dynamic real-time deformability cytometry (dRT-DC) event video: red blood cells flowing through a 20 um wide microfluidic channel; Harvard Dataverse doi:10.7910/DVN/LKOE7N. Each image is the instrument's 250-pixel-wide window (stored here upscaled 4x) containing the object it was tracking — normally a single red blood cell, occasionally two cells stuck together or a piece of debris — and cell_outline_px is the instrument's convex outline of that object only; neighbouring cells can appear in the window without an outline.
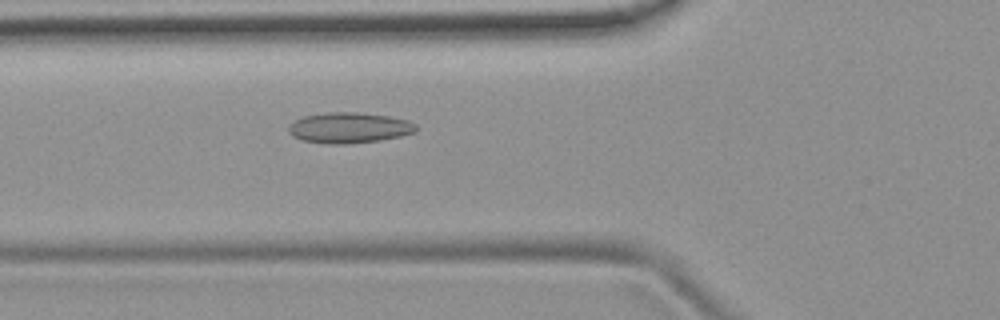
{"species": "common noctule bat (a hibernating species)", "species_latin": "Nyctalus noctula", "temperature_condition": "room temperature", "stored_images_in_passage": 6, "camera_frame_rate_fps": 3000, "um_per_image_px": 0.085, "animal": {"sex": "female", "body_mass_g": 19.9}, "frame": {"image": 1, "passage_image": 6, "time_ms": 5.667, "image_size_px": [1000, 320], "cell_outline_px": [[416, 132], [400, 136], [380, 140], [348, 144], [328, 144], [304, 140], [292, 136], [288, 132], [288, 124], [304, 116], [328, 112], [356, 112], [388, 116], [408, 120], [416, 124]], "centroid_in_image_um": [29.67, 10.86], "position_along_channel_um": 96.1, "area_um2": 22.77}}